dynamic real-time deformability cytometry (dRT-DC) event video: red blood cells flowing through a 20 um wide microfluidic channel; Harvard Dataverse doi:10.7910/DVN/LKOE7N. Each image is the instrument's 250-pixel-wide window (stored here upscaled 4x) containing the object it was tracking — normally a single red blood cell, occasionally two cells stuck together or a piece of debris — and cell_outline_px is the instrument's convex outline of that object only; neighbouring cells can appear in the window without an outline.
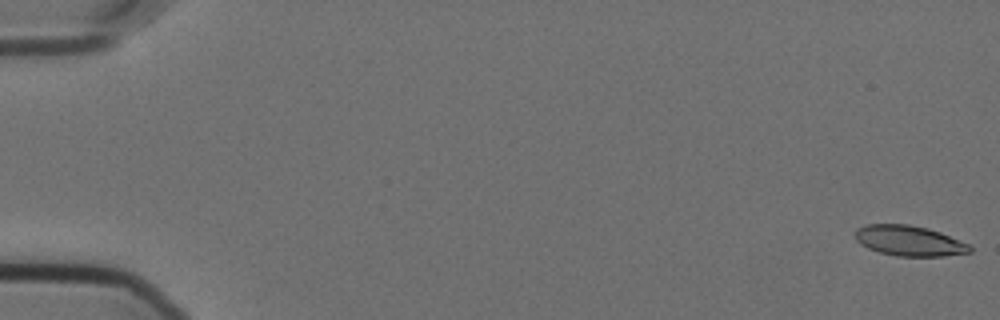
{"species": "Egyptian fruit bat (a non-hibernating species)", "species_latin": "Rousettus aegyptiacus", "temperature_condition": "cold", "stored_images_in_passage": 57, "camera_frame_rate_fps": 3000, "um_per_image_px": 0.085, "animal": {"sex": "female"}, "frame": {"image": 1, "passage_image": 1, "time_ms": 0.0, "image_size_px": [1000, 320], "cell_outline_px": [[972, 252], [944, 256], [896, 256], [880, 252], [868, 248], [860, 244], [856, 240], [856, 228], [868, 224], [908, 224], [928, 228], [940, 232], [968, 244], [972, 248]], "centroid_in_image_um": [77.28, 20.46], "position_along_channel_um": 7.7, "area_um2": 20.23}}
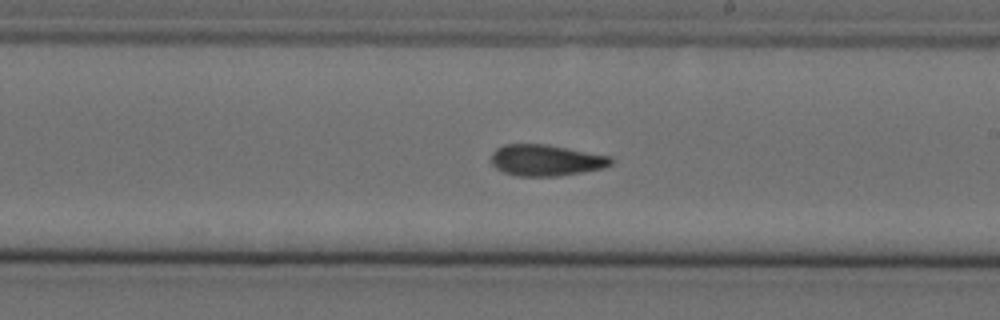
{"frame": {"image": 2, "passage_image": 34, "time_ms": 11.0, "image_size_px": [1000, 320], "cell_outline_px": [[612, 164], [604, 168], [556, 176], [516, 176], [504, 172], [496, 168], [492, 164], [492, 152], [496, 148], [504, 144], [548, 144], [612, 156]], "centroid_in_image_um": [46.41, 13.61], "position_along_channel_um": 242.6, "area_um2": 21.91}}
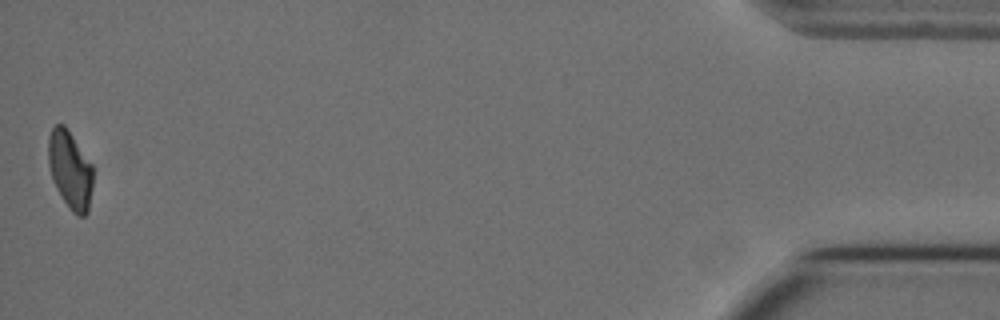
{"frame": {"image": 3, "passage_image": 57, "time_ms": 18.667, "image_size_px": [1000, 320], "cell_outline_px": [[92, 188], [88, 212], [84, 216], [76, 216], [68, 208], [56, 188], [48, 164], [48, 136], [52, 128], [56, 124], [64, 124], [92, 164]], "centroid_in_image_um": [5.95, 14.45], "position_along_channel_um": 429.2, "area_um2": 20.29}, "authors_computed_cell_mechanics": {"area_um2": 21.3282, "velocity_mm_per_s": 3.5731, "shape_relaxation_time_tau1_ms": null, "shape_relaxation_time_tau2_ms": 4.5185, "deformation_change_tau1": null, "deformation_change_tau2": 0.1102}}